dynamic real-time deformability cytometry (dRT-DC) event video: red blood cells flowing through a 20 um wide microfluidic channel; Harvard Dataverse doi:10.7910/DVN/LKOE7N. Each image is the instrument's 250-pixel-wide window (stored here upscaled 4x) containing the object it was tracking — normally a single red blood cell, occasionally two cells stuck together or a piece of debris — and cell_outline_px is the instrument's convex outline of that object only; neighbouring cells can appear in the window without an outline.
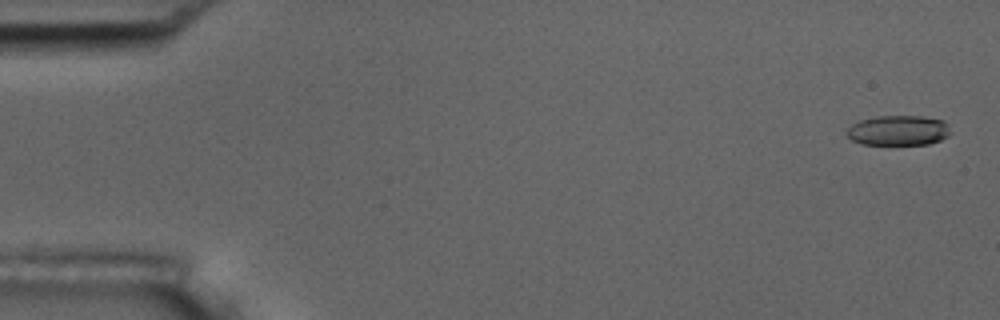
{"species": "common noctule bat (a hibernating species)", "species_latin": "Nyctalus noctula", "temperature_condition": "room temperature", "stored_images_in_passage": 16, "camera_frame_rate_fps": 3000, "um_per_image_px": 0.085, "animal": {"sex": "male", "body_mass_g": 17.5, "forearm_length_mm": 52.3}, "frame": {"image": 1, "passage_image": 2, "time_ms": 0.333, "image_size_px": [1000, 320], "cell_outline_px": [[952, 132], [948, 136], [940, 140], [928, 144], [860, 144], [852, 140], [844, 132], [852, 124], [860, 120], [880, 116], [924, 116], [944, 120], [948, 124]], "centroid_in_image_um": [76.38, 11.08], "position_along_channel_um": 8.6, "area_um2": 18.32}}
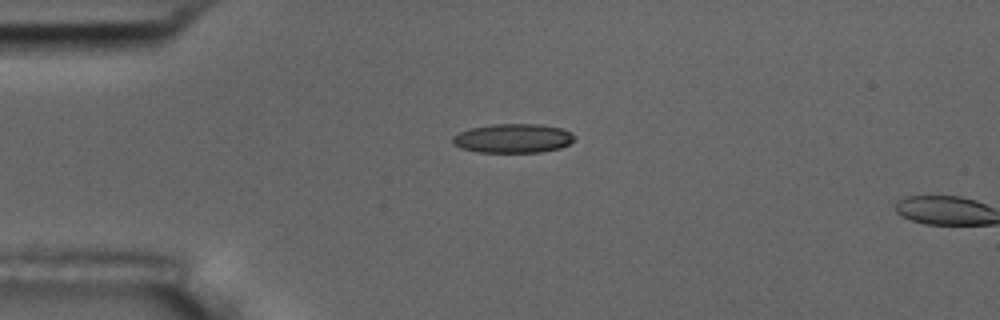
{"frame": {"image": 2, "passage_image": 14, "time_ms": 4.333, "image_size_px": [1000, 320], "cell_outline_px": [[576, 140], [560, 148], [540, 152], [476, 152], [460, 148], [452, 144], [452, 136], [468, 128], [492, 124], [540, 124], [560, 128], [568, 132]], "centroid_in_image_um": [43.54, 11.76], "position_along_channel_um": 41.5, "area_um2": 20.69}}